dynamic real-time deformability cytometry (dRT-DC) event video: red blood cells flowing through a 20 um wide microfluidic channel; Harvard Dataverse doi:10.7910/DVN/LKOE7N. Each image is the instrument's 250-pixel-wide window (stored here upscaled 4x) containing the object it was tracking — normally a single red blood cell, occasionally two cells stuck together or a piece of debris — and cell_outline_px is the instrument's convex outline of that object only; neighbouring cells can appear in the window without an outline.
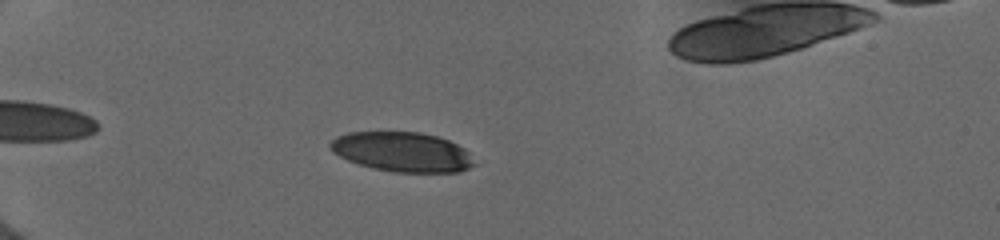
{"species": "human", "species_latin": "Homo sapiens", "temperature_condition": "cold", "stored_images_in_passage": 43, "camera_frame_rate_fps": 3000, "um_per_image_px": 0.085, "donor": {"sex": "female"}, "frame": {"image": 1, "passage_image": 10, "time_ms": 2.333, "image_size_px": [1000, 240], "cell_outline_px": [[476, 164], [460, 172], [392, 172], [372, 168], [348, 160], [332, 152], [328, 144], [336, 136], [348, 132], [420, 132], [436, 136], [448, 140], [464, 148], [468, 152]], "centroid_in_image_um": [34.18, 12.91], "position_along_channel_um": 50.8, "area_um2": 33.29}}
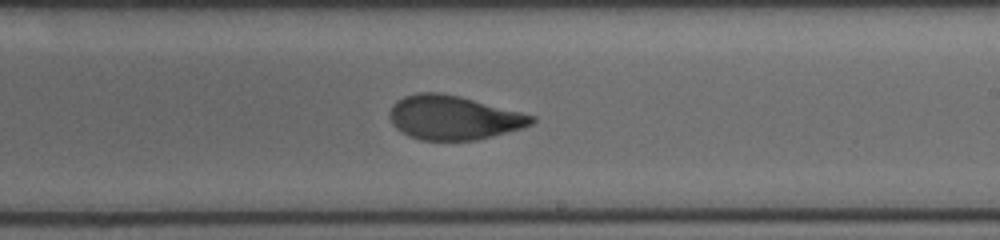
{"frame": {"image": 2, "passage_image": 26, "time_ms": 8.333, "image_size_px": [1000, 240], "cell_outline_px": [[536, 120], [532, 124], [520, 128], [492, 136], [476, 140], [420, 140], [408, 136], [400, 132], [392, 124], [388, 116], [396, 100], [404, 96], [416, 92], [440, 92], [460, 96], [536, 116]], "centroid_in_image_um": [38.51, 9.99], "position_along_channel_um": 250.5, "area_um2": 36.53}}
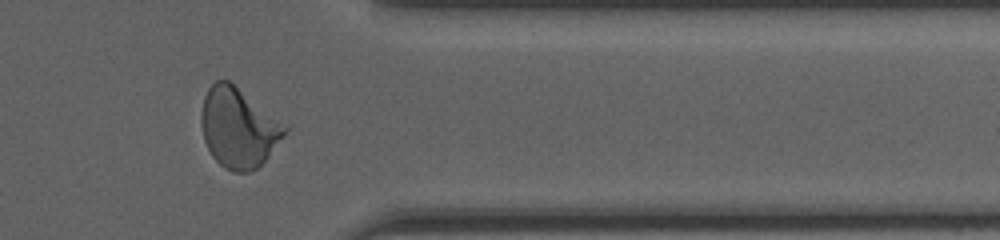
{"frame": {"image": 3, "passage_image": 39, "time_ms": 12.0, "image_size_px": [1000, 240], "cell_outline_px": [[288, 132], [268, 156], [256, 168], [248, 172], [232, 172], [224, 168], [212, 156], [204, 140], [200, 120], [200, 116], [204, 96], [208, 88], [216, 80], [228, 80], [288, 128]], "centroid_in_image_um": [20.23, 10.88], "position_along_channel_um": 391.2, "area_um2": 38.15}, "authors_computed_cell_mechanics": {"area_um2": 36.414, "velocity_mm_per_s": 3.9702, "shape_relaxation_time_tau1_ms": 3.6213, "shape_relaxation_time_tau2_ms": 0.9162, "deformation_change_tau1": 0.1741, "deformation_change_tau2": 0.0732}}